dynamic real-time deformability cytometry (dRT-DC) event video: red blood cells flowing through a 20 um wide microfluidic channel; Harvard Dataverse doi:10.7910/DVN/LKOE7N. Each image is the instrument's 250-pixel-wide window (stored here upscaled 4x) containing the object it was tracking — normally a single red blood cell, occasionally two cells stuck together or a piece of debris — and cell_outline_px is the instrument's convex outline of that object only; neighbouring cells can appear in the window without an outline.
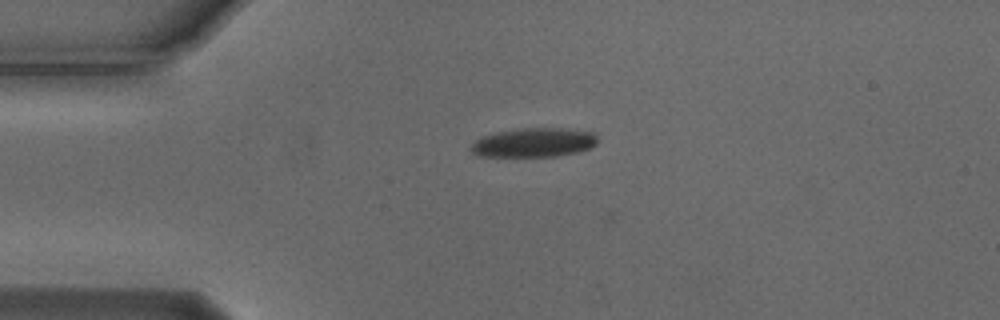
{"species": "Egyptian fruit bat (a non-hibernating species)", "species_latin": "Rousettus aegyptiacus", "temperature_condition": "cold", "stored_images_in_passage": 3, "camera_frame_rate_fps": 3000, "um_per_image_px": 0.085, "animal": {"sex": "male"}, "frame": {"image": 1, "passage_image": 2, "time_ms": 0.333, "image_size_px": [1000, 320], "cell_outline_px": [[596, 144], [580, 152], [556, 156], [476, 156], [468, 148], [476, 140], [484, 136], [496, 132], [520, 128], [560, 128], [592, 132], [596, 136]], "centroid_in_image_um": [45.35, 12.12], "position_along_channel_um": 39.7, "area_um2": 21.39}}